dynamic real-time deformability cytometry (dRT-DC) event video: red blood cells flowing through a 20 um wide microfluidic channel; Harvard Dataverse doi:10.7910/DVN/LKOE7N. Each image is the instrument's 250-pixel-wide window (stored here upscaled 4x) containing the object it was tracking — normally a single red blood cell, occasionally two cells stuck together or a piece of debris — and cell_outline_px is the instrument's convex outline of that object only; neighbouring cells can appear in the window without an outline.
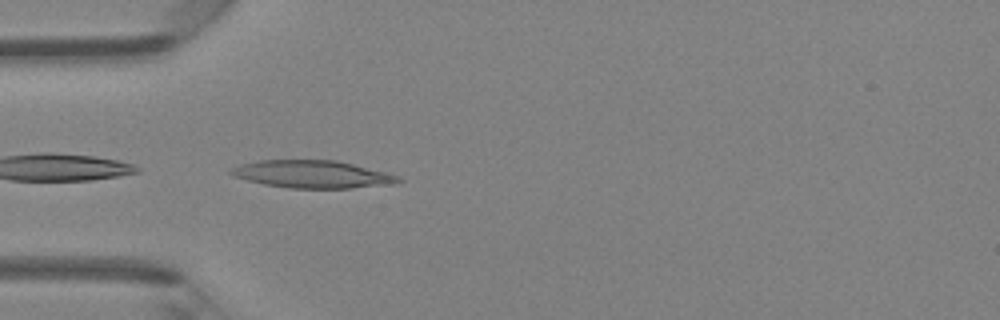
{"species": "Egyptian fruit bat (a non-hibernating species)", "species_latin": "Rousettus aegyptiacus", "temperature_condition": "room temperature", "stored_images_in_passage": 45, "camera_frame_rate_fps": 3000, "um_per_image_px": 0.085, "animal": {"sex": "female"}, "frame": {"image": 1, "passage_image": 13, "time_ms": 4.0, "image_size_px": [1000, 320], "cell_outline_px": [[404, 180], [396, 184], [352, 188], [288, 188], [264, 184], [232, 176], [228, 172], [232, 168], [240, 164], [260, 160], [336, 160], [388, 172], [400, 176]], "centroid_in_image_um": [26.61, 14.81], "position_along_channel_um": 58.4, "area_um2": 27.11}}
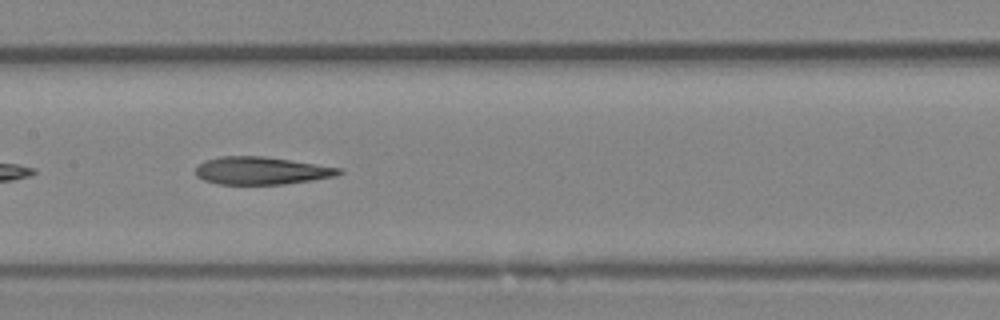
{"frame": {"image": 2, "passage_image": 22, "time_ms": 7.0, "image_size_px": [1000, 320], "cell_outline_px": [[344, 172], [336, 176], [312, 180], [284, 184], [216, 184], [204, 180], [196, 176], [196, 168], [204, 160], [220, 156], [264, 156], [316, 164], [340, 168]], "centroid_in_image_um": [22.2, 14.51], "position_along_channel_um": 185.2, "area_um2": 23.06}}
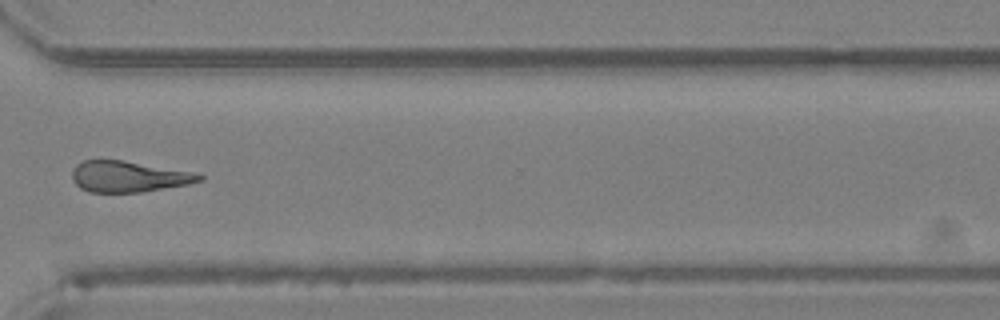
{"frame": {"image": 3, "passage_image": 34, "time_ms": 11.0, "image_size_px": [1000, 320], "cell_outline_px": [[204, 180], [188, 184], [140, 192], [88, 192], [80, 188], [72, 180], [72, 168], [76, 164], [84, 160], [124, 160], [192, 172], [204, 176]], "centroid_in_image_um": [10.89, 15.0], "position_along_channel_um": 359.7, "area_um2": 22.95}, "authors_computed_cell_mechanics": {"area_um2": 23.987, "velocity_mm_per_s": 4.358, "shape_relaxation_time_tau1_ms": 4.5043, "shape_relaxation_time_tau2_ms": 4.4472, "deformation_change_tau1": 0.1802, "deformation_change_tau2": 0.1883}}